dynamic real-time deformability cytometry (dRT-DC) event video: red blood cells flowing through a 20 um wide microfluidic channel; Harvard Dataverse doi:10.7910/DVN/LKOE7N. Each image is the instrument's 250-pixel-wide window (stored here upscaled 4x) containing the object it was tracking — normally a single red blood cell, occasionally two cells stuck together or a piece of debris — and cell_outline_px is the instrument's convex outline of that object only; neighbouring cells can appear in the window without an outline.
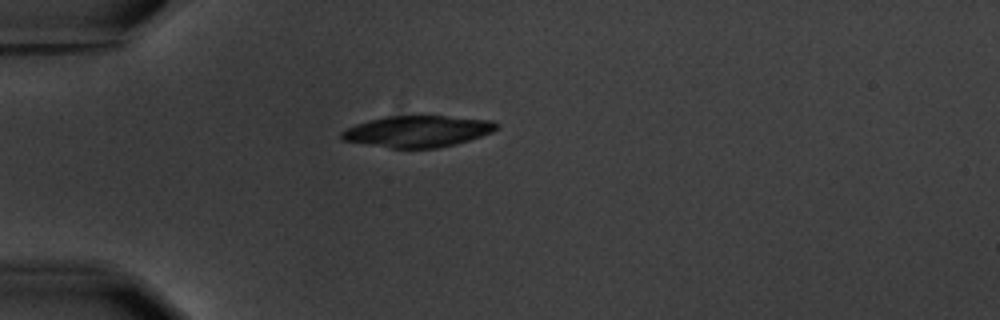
{"species": "common noctule bat (a hibernating species)", "species_latin": "Nyctalus noctula", "temperature_condition": "warm", "stored_images_in_passage": 2, "camera_frame_rate_fps": 3000, "um_per_image_px": 0.085, "animal": {"sex": "male", "body_mass_g": 20.1, "forearm_length_mm": 53.5}, "frame": {"image": 1, "passage_image": 2, "time_ms": 1.333, "image_size_px": [1000, 320], "cell_outline_px": [[500, 124], [492, 132], [456, 144], [436, 148], [392, 148], [344, 140], [340, 136], [340, 132], [356, 124], [368, 120], [384, 116], [444, 116], [492, 120]], "centroid_in_image_um": [35.51, 11.16], "position_along_channel_um": 49.5, "area_um2": 28.09}}